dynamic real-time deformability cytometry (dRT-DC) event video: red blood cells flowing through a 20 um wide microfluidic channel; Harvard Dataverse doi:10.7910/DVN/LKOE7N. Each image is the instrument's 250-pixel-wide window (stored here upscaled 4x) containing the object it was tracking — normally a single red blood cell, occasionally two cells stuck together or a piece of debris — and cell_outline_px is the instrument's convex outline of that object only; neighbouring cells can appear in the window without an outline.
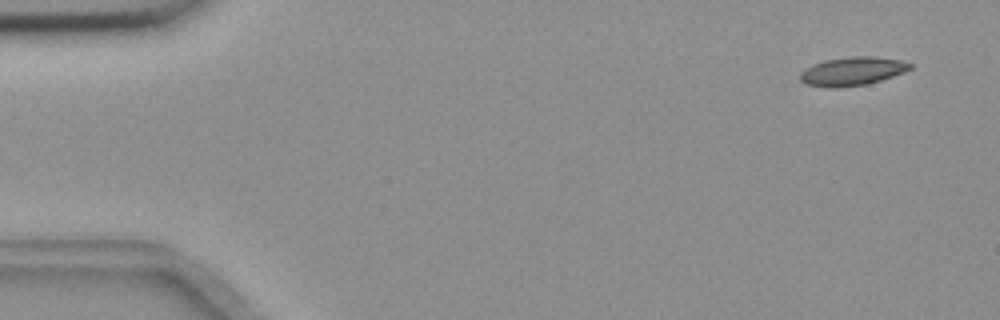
{"species": "common noctule bat (a hibernating species)", "species_latin": "Nyctalus noctula", "temperature_condition": "room temperature", "stored_images_in_passage": 7, "camera_frame_rate_fps": 3000, "um_per_image_px": 0.085, "animal": {"sex": "female", "body_mass_g": 18.4}, "frame": {"image": 1, "passage_image": 2, "time_ms": 0.333, "image_size_px": [1000, 320], "cell_outline_px": [[912, 68], [904, 72], [880, 80], [864, 84], [836, 88], [828, 88], [808, 84], [800, 80], [800, 72], [804, 68], [812, 64], [824, 60], [852, 56], [872, 56], [900, 60], [912, 64]], "centroid_in_image_um": [72.41, 6.05], "position_along_channel_um": 12.6, "area_um2": 18.21}}
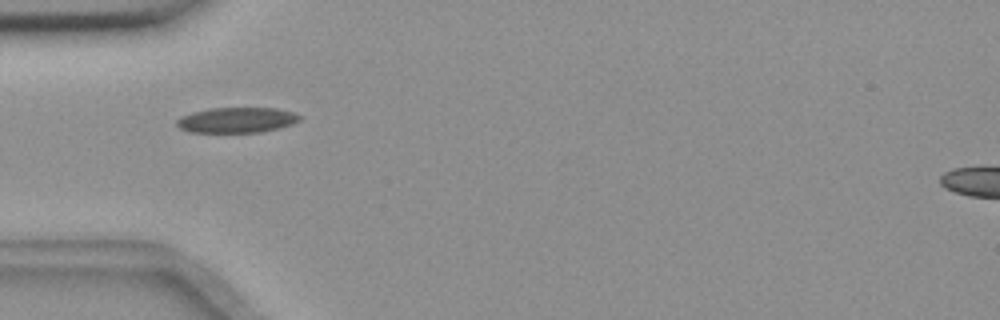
{"frame": {"image": 2, "passage_image": 6, "time_ms": 1.667, "image_size_px": [1000, 320], "cell_outline_px": [[300, 120], [292, 124], [280, 128], [260, 132], [188, 132], [180, 128], [176, 124], [176, 120], [180, 116], [192, 112], [212, 108], [276, 108], [292, 112], [300, 116]], "centroid_in_image_um": [20.1, 10.2], "position_along_channel_um": 64.9, "area_um2": 18.15}}